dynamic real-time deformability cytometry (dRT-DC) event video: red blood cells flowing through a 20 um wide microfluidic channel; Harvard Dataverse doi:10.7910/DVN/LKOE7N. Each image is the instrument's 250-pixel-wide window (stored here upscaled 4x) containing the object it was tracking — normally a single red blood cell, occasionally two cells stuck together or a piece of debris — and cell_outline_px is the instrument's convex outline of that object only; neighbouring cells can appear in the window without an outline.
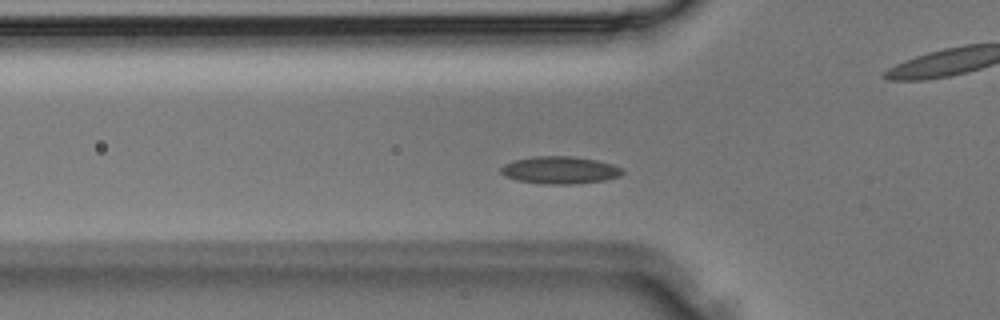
{"species": "Egyptian fruit bat (a non-hibernating species)", "species_latin": "Rousettus aegyptiacus", "temperature_condition": "room temperature", "stored_images_in_passage": 27, "camera_frame_rate_fps": 3000, "um_per_image_px": 0.085, "animal": {"sex": "male"}, "frame": {"image": 1, "passage_image": 2, "time_ms": 0.333, "image_size_px": [1000, 320], "cell_outline_px": [[624, 172], [620, 176], [604, 180], [572, 184], [544, 184], [516, 180], [504, 176], [500, 172], [500, 168], [504, 164], [516, 160], [532, 156], [572, 156], [596, 160], [612, 164], [624, 168]], "centroid_in_image_um": [47.59, 14.46], "position_along_channel_um": 78.2, "area_um2": 19.48}}
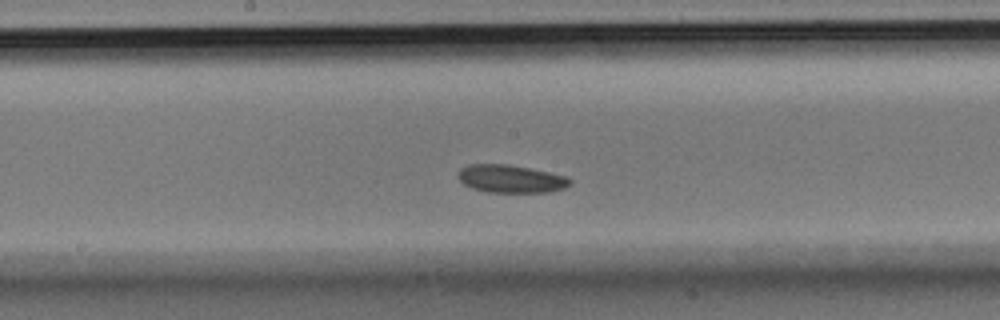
{"frame": {"image": 2, "passage_image": 9, "time_ms": 2.667, "image_size_px": [1000, 320], "cell_outline_px": [[572, 184], [564, 188], [548, 192], [488, 192], [472, 188], [464, 184], [456, 176], [460, 168], [468, 164], [508, 164], [548, 172], [564, 176], [572, 180]], "centroid_in_image_um": [43.39, 15.2], "position_along_channel_um": 204.8, "area_um2": 18.15}}
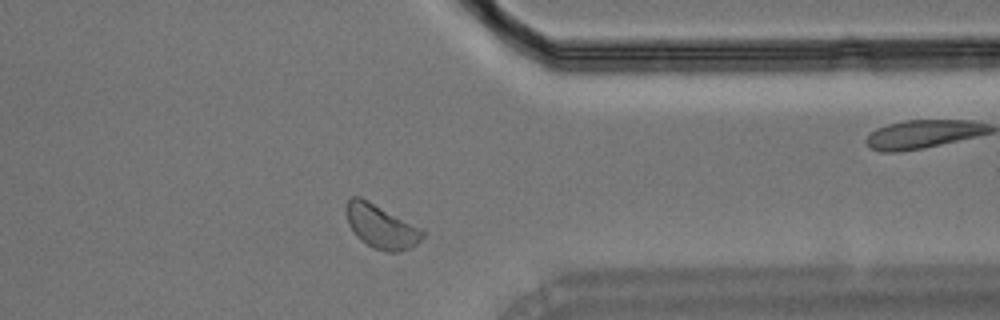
{"frame": {"image": 3, "passage_image": 19, "time_ms": 6.0, "image_size_px": [1000, 320], "cell_outline_px": [[424, 236], [412, 248], [400, 252], [388, 252], [372, 248], [360, 240], [356, 236], [348, 224], [344, 212], [344, 208], [348, 200], [352, 196], [360, 196], [420, 228], [424, 232]], "centroid_in_image_um": [32.34, 19.26], "position_along_channel_um": 379.1, "area_um2": 19.54}}